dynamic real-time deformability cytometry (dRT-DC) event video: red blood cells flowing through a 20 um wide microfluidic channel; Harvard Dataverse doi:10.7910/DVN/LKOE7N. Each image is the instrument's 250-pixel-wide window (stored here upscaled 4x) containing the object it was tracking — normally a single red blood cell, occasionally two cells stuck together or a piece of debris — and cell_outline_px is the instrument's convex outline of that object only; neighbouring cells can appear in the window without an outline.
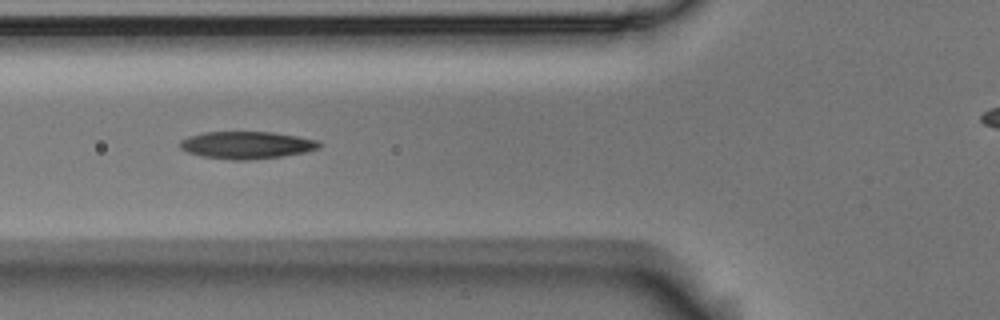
{"species": "Egyptian fruit bat (a non-hibernating species)", "species_latin": "Rousettus aegyptiacus", "temperature_condition": "room temperature", "stored_images_in_passage": 12, "camera_frame_rate_fps": 3000, "um_per_image_px": 0.085, "animal": {"sex": "male"}, "frame": {"image": 1, "passage_image": 6, "time_ms": 1.667, "image_size_px": [1000, 320], "cell_outline_px": [[320, 148], [304, 152], [280, 156], [248, 160], [236, 160], [204, 156], [188, 152], [180, 148], [180, 140], [188, 136], [204, 132], [272, 132], [296, 136], [316, 140], [320, 144]], "centroid_in_image_um": [20.94, 12.32], "position_along_channel_um": 104.9, "area_um2": 21.85}}